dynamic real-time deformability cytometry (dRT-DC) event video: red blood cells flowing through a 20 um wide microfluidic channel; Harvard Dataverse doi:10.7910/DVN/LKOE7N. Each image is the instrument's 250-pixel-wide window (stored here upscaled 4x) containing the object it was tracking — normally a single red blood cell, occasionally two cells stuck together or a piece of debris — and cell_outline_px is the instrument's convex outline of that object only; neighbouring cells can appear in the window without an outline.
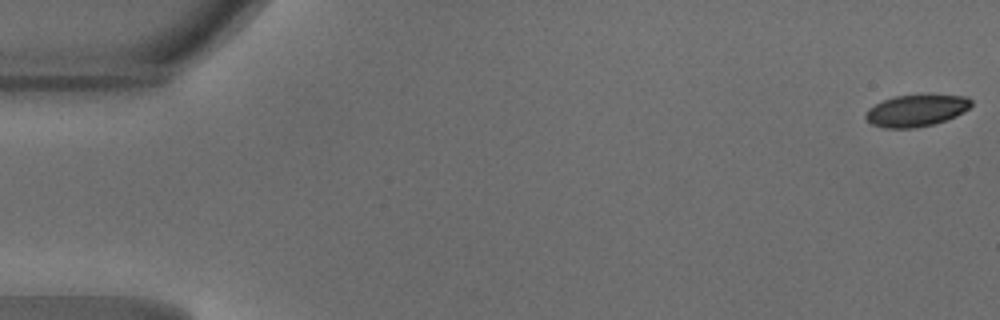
{"species": "common noctule bat (a hibernating species)", "species_latin": "Nyctalus noctula", "temperature_condition": "warm", "stored_images_in_passage": 8, "camera_frame_rate_fps": 3000, "um_per_image_px": 0.085, "animal": {"sex": "male", "body_mass_g": 18.8}, "frame": {"image": 1, "passage_image": 1, "time_ms": 0.0, "image_size_px": [1000, 320], "cell_outline_px": [[972, 104], [968, 108], [956, 116], [932, 124], [916, 128], [884, 128], [872, 124], [864, 116], [868, 108], [884, 100], [896, 96], [924, 92], [928, 92], [968, 96], [972, 100]], "centroid_in_image_um": [77.92, 9.34], "position_along_channel_um": 7.1, "area_um2": 20.17}}